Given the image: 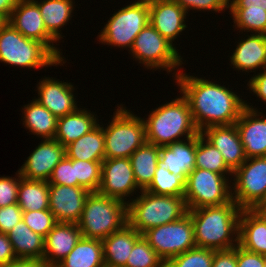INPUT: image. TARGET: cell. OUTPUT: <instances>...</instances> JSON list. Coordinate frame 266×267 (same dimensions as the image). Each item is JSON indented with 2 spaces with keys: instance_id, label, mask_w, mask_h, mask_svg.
I'll list each match as a JSON object with an SVG mask.
<instances>
[{
  "instance_id": "19",
  "label": "cell",
  "mask_w": 266,
  "mask_h": 267,
  "mask_svg": "<svg viewBox=\"0 0 266 267\" xmlns=\"http://www.w3.org/2000/svg\"><path fill=\"white\" fill-rule=\"evenodd\" d=\"M200 133L220 151L225 163L233 172L246 161L244 146L235 124L210 126Z\"/></svg>"
},
{
  "instance_id": "3",
  "label": "cell",
  "mask_w": 266,
  "mask_h": 267,
  "mask_svg": "<svg viewBox=\"0 0 266 267\" xmlns=\"http://www.w3.org/2000/svg\"><path fill=\"white\" fill-rule=\"evenodd\" d=\"M143 120L146 142L159 147L186 140L200 133L194 124L189 104L183 96H176L170 102L153 109Z\"/></svg>"
},
{
  "instance_id": "34",
  "label": "cell",
  "mask_w": 266,
  "mask_h": 267,
  "mask_svg": "<svg viewBox=\"0 0 266 267\" xmlns=\"http://www.w3.org/2000/svg\"><path fill=\"white\" fill-rule=\"evenodd\" d=\"M195 166L233 177V171L225 163L220 151L208 142L201 133L196 136Z\"/></svg>"
},
{
  "instance_id": "48",
  "label": "cell",
  "mask_w": 266,
  "mask_h": 267,
  "mask_svg": "<svg viewBox=\"0 0 266 267\" xmlns=\"http://www.w3.org/2000/svg\"><path fill=\"white\" fill-rule=\"evenodd\" d=\"M17 259L8 234L0 233V267Z\"/></svg>"
},
{
  "instance_id": "27",
  "label": "cell",
  "mask_w": 266,
  "mask_h": 267,
  "mask_svg": "<svg viewBox=\"0 0 266 267\" xmlns=\"http://www.w3.org/2000/svg\"><path fill=\"white\" fill-rule=\"evenodd\" d=\"M102 125L98 123L88 133L65 146L66 157L82 161H103L105 137Z\"/></svg>"
},
{
  "instance_id": "23",
  "label": "cell",
  "mask_w": 266,
  "mask_h": 267,
  "mask_svg": "<svg viewBox=\"0 0 266 267\" xmlns=\"http://www.w3.org/2000/svg\"><path fill=\"white\" fill-rule=\"evenodd\" d=\"M237 43L229 59L232 68L237 69L238 72L242 70V72L253 71L254 73L259 68L266 69V35L250 34Z\"/></svg>"
},
{
  "instance_id": "40",
  "label": "cell",
  "mask_w": 266,
  "mask_h": 267,
  "mask_svg": "<svg viewBox=\"0 0 266 267\" xmlns=\"http://www.w3.org/2000/svg\"><path fill=\"white\" fill-rule=\"evenodd\" d=\"M22 220L33 232L41 235L44 238L58 223L49 209L39 211H23Z\"/></svg>"
},
{
  "instance_id": "24",
  "label": "cell",
  "mask_w": 266,
  "mask_h": 267,
  "mask_svg": "<svg viewBox=\"0 0 266 267\" xmlns=\"http://www.w3.org/2000/svg\"><path fill=\"white\" fill-rule=\"evenodd\" d=\"M142 237L134 228L126 224L102 240L105 267H125L134 244Z\"/></svg>"
},
{
  "instance_id": "50",
  "label": "cell",
  "mask_w": 266,
  "mask_h": 267,
  "mask_svg": "<svg viewBox=\"0 0 266 267\" xmlns=\"http://www.w3.org/2000/svg\"><path fill=\"white\" fill-rule=\"evenodd\" d=\"M1 267H53L43 259H24L17 258L12 262Z\"/></svg>"
},
{
  "instance_id": "17",
  "label": "cell",
  "mask_w": 266,
  "mask_h": 267,
  "mask_svg": "<svg viewBox=\"0 0 266 267\" xmlns=\"http://www.w3.org/2000/svg\"><path fill=\"white\" fill-rule=\"evenodd\" d=\"M65 156V147L56 139H43L19 168L21 177L48 181L56 165Z\"/></svg>"
},
{
  "instance_id": "43",
  "label": "cell",
  "mask_w": 266,
  "mask_h": 267,
  "mask_svg": "<svg viewBox=\"0 0 266 267\" xmlns=\"http://www.w3.org/2000/svg\"><path fill=\"white\" fill-rule=\"evenodd\" d=\"M177 2L187 13L190 10L196 11H225L229 9V0H174Z\"/></svg>"
},
{
  "instance_id": "9",
  "label": "cell",
  "mask_w": 266,
  "mask_h": 267,
  "mask_svg": "<svg viewBox=\"0 0 266 267\" xmlns=\"http://www.w3.org/2000/svg\"><path fill=\"white\" fill-rule=\"evenodd\" d=\"M149 24V2L137 0L116 11L97 36L105 45L131 50L135 37Z\"/></svg>"
},
{
  "instance_id": "22",
  "label": "cell",
  "mask_w": 266,
  "mask_h": 267,
  "mask_svg": "<svg viewBox=\"0 0 266 267\" xmlns=\"http://www.w3.org/2000/svg\"><path fill=\"white\" fill-rule=\"evenodd\" d=\"M196 136L159 147L158 166H163L185 181L196 168Z\"/></svg>"
},
{
  "instance_id": "18",
  "label": "cell",
  "mask_w": 266,
  "mask_h": 267,
  "mask_svg": "<svg viewBox=\"0 0 266 267\" xmlns=\"http://www.w3.org/2000/svg\"><path fill=\"white\" fill-rule=\"evenodd\" d=\"M72 83L45 77L37 84L36 100L57 118L68 115L78 109Z\"/></svg>"
},
{
  "instance_id": "53",
  "label": "cell",
  "mask_w": 266,
  "mask_h": 267,
  "mask_svg": "<svg viewBox=\"0 0 266 267\" xmlns=\"http://www.w3.org/2000/svg\"><path fill=\"white\" fill-rule=\"evenodd\" d=\"M7 23V20L0 15V29Z\"/></svg>"
},
{
  "instance_id": "14",
  "label": "cell",
  "mask_w": 266,
  "mask_h": 267,
  "mask_svg": "<svg viewBox=\"0 0 266 267\" xmlns=\"http://www.w3.org/2000/svg\"><path fill=\"white\" fill-rule=\"evenodd\" d=\"M137 186L129 158L104 159L98 192L127 204L126 197L136 194Z\"/></svg>"
},
{
  "instance_id": "37",
  "label": "cell",
  "mask_w": 266,
  "mask_h": 267,
  "mask_svg": "<svg viewBox=\"0 0 266 267\" xmlns=\"http://www.w3.org/2000/svg\"><path fill=\"white\" fill-rule=\"evenodd\" d=\"M214 249L195 247L170 258L165 267H212Z\"/></svg>"
},
{
  "instance_id": "29",
  "label": "cell",
  "mask_w": 266,
  "mask_h": 267,
  "mask_svg": "<svg viewBox=\"0 0 266 267\" xmlns=\"http://www.w3.org/2000/svg\"><path fill=\"white\" fill-rule=\"evenodd\" d=\"M17 258L43 259L44 237L33 232L23 220L8 233Z\"/></svg>"
},
{
  "instance_id": "51",
  "label": "cell",
  "mask_w": 266,
  "mask_h": 267,
  "mask_svg": "<svg viewBox=\"0 0 266 267\" xmlns=\"http://www.w3.org/2000/svg\"><path fill=\"white\" fill-rule=\"evenodd\" d=\"M18 1L19 0H0V15H2L7 21L9 20Z\"/></svg>"
},
{
  "instance_id": "4",
  "label": "cell",
  "mask_w": 266,
  "mask_h": 267,
  "mask_svg": "<svg viewBox=\"0 0 266 267\" xmlns=\"http://www.w3.org/2000/svg\"><path fill=\"white\" fill-rule=\"evenodd\" d=\"M127 201L128 224L141 235L154 227L172 223L187 214L182 196L156 195L145 190Z\"/></svg>"
},
{
  "instance_id": "30",
  "label": "cell",
  "mask_w": 266,
  "mask_h": 267,
  "mask_svg": "<svg viewBox=\"0 0 266 267\" xmlns=\"http://www.w3.org/2000/svg\"><path fill=\"white\" fill-rule=\"evenodd\" d=\"M56 267H105L102 240L81 237Z\"/></svg>"
},
{
  "instance_id": "39",
  "label": "cell",
  "mask_w": 266,
  "mask_h": 267,
  "mask_svg": "<svg viewBox=\"0 0 266 267\" xmlns=\"http://www.w3.org/2000/svg\"><path fill=\"white\" fill-rule=\"evenodd\" d=\"M165 264L142 236L134 244L125 267H165Z\"/></svg>"
},
{
  "instance_id": "31",
  "label": "cell",
  "mask_w": 266,
  "mask_h": 267,
  "mask_svg": "<svg viewBox=\"0 0 266 267\" xmlns=\"http://www.w3.org/2000/svg\"><path fill=\"white\" fill-rule=\"evenodd\" d=\"M41 12L47 31L59 42L61 28L67 25L74 11L73 0H34Z\"/></svg>"
},
{
  "instance_id": "32",
  "label": "cell",
  "mask_w": 266,
  "mask_h": 267,
  "mask_svg": "<svg viewBox=\"0 0 266 267\" xmlns=\"http://www.w3.org/2000/svg\"><path fill=\"white\" fill-rule=\"evenodd\" d=\"M137 186L145 190L151 183L159 160V146L145 142L130 157Z\"/></svg>"
},
{
  "instance_id": "7",
  "label": "cell",
  "mask_w": 266,
  "mask_h": 267,
  "mask_svg": "<svg viewBox=\"0 0 266 267\" xmlns=\"http://www.w3.org/2000/svg\"><path fill=\"white\" fill-rule=\"evenodd\" d=\"M111 122L103 125L105 137V159L129 158L146 142L145 123L143 118L132 111L117 106Z\"/></svg>"
},
{
  "instance_id": "45",
  "label": "cell",
  "mask_w": 266,
  "mask_h": 267,
  "mask_svg": "<svg viewBox=\"0 0 266 267\" xmlns=\"http://www.w3.org/2000/svg\"><path fill=\"white\" fill-rule=\"evenodd\" d=\"M266 256L250 252L237 245V267H265Z\"/></svg>"
},
{
  "instance_id": "20",
  "label": "cell",
  "mask_w": 266,
  "mask_h": 267,
  "mask_svg": "<svg viewBox=\"0 0 266 267\" xmlns=\"http://www.w3.org/2000/svg\"><path fill=\"white\" fill-rule=\"evenodd\" d=\"M188 13L174 0L149 2V23L170 43H173L185 28Z\"/></svg>"
},
{
  "instance_id": "1",
  "label": "cell",
  "mask_w": 266,
  "mask_h": 267,
  "mask_svg": "<svg viewBox=\"0 0 266 267\" xmlns=\"http://www.w3.org/2000/svg\"><path fill=\"white\" fill-rule=\"evenodd\" d=\"M174 80L189 104L199 132L210 126L235 124L245 108L246 100L241 99L238 93L205 77L180 71Z\"/></svg>"
},
{
  "instance_id": "44",
  "label": "cell",
  "mask_w": 266,
  "mask_h": 267,
  "mask_svg": "<svg viewBox=\"0 0 266 267\" xmlns=\"http://www.w3.org/2000/svg\"><path fill=\"white\" fill-rule=\"evenodd\" d=\"M22 217L23 211L17 203L0 207V233L8 234Z\"/></svg>"
},
{
  "instance_id": "8",
  "label": "cell",
  "mask_w": 266,
  "mask_h": 267,
  "mask_svg": "<svg viewBox=\"0 0 266 267\" xmlns=\"http://www.w3.org/2000/svg\"><path fill=\"white\" fill-rule=\"evenodd\" d=\"M177 50L149 23L135 37L130 54L147 69H160L167 73L175 70L172 74L176 78L180 72L179 66L181 69L185 64Z\"/></svg>"
},
{
  "instance_id": "6",
  "label": "cell",
  "mask_w": 266,
  "mask_h": 267,
  "mask_svg": "<svg viewBox=\"0 0 266 267\" xmlns=\"http://www.w3.org/2000/svg\"><path fill=\"white\" fill-rule=\"evenodd\" d=\"M59 60L43 43L29 39L17 31L9 22L0 29V62L37 69L66 63Z\"/></svg>"
},
{
  "instance_id": "25",
  "label": "cell",
  "mask_w": 266,
  "mask_h": 267,
  "mask_svg": "<svg viewBox=\"0 0 266 267\" xmlns=\"http://www.w3.org/2000/svg\"><path fill=\"white\" fill-rule=\"evenodd\" d=\"M97 120L94 112L79 107L76 111L58 118L54 139L65 147L92 130L99 123Z\"/></svg>"
},
{
  "instance_id": "49",
  "label": "cell",
  "mask_w": 266,
  "mask_h": 267,
  "mask_svg": "<svg viewBox=\"0 0 266 267\" xmlns=\"http://www.w3.org/2000/svg\"><path fill=\"white\" fill-rule=\"evenodd\" d=\"M248 10H266V0H229V8H247Z\"/></svg>"
},
{
  "instance_id": "38",
  "label": "cell",
  "mask_w": 266,
  "mask_h": 267,
  "mask_svg": "<svg viewBox=\"0 0 266 267\" xmlns=\"http://www.w3.org/2000/svg\"><path fill=\"white\" fill-rule=\"evenodd\" d=\"M102 161L75 160V179L77 187H84L90 192H98L101 183Z\"/></svg>"
},
{
  "instance_id": "41",
  "label": "cell",
  "mask_w": 266,
  "mask_h": 267,
  "mask_svg": "<svg viewBox=\"0 0 266 267\" xmlns=\"http://www.w3.org/2000/svg\"><path fill=\"white\" fill-rule=\"evenodd\" d=\"M48 183L77 186V179H75V160L65 156L54 168Z\"/></svg>"
},
{
  "instance_id": "16",
  "label": "cell",
  "mask_w": 266,
  "mask_h": 267,
  "mask_svg": "<svg viewBox=\"0 0 266 267\" xmlns=\"http://www.w3.org/2000/svg\"><path fill=\"white\" fill-rule=\"evenodd\" d=\"M252 105L245 103V108L242 110L235 125L240 134L246 157H265L266 115Z\"/></svg>"
},
{
  "instance_id": "52",
  "label": "cell",
  "mask_w": 266,
  "mask_h": 267,
  "mask_svg": "<svg viewBox=\"0 0 266 267\" xmlns=\"http://www.w3.org/2000/svg\"><path fill=\"white\" fill-rule=\"evenodd\" d=\"M252 210L266 223V200L257 203Z\"/></svg>"
},
{
  "instance_id": "35",
  "label": "cell",
  "mask_w": 266,
  "mask_h": 267,
  "mask_svg": "<svg viewBox=\"0 0 266 267\" xmlns=\"http://www.w3.org/2000/svg\"><path fill=\"white\" fill-rule=\"evenodd\" d=\"M185 182L180 176H176L163 166L157 165L153 180L145 191L156 195L184 197Z\"/></svg>"
},
{
  "instance_id": "15",
  "label": "cell",
  "mask_w": 266,
  "mask_h": 267,
  "mask_svg": "<svg viewBox=\"0 0 266 267\" xmlns=\"http://www.w3.org/2000/svg\"><path fill=\"white\" fill-rule=\"evenodd\" d=\"M89 194L84 187L49 184V210L57 222L77 224Z\"/></svg>"
},
{
  "instance_id": "5",
  "label": "cell",
  "mask_w": 266,
  "mask_h": 267,
  "mask_svg": "<svg viewBox=\"0 0 266 267\" xmlns=\"http://www.w3.org/2000/svg\"><path fill=\"white\" fill-rule=\"evenodd\" d=\"M128 224L127 204L90 192L77 225L82 237L103 240Z\"/></svg>"
},
{
  "instance_id": "42",
  "label": "cell",
  "mask_w": 266,
  "mask_h": 267,
  "mask_svg": "<svg viewBox=\"0 0 266 267\" xmlns=\"http://www.w3.org/2000/svg\"><path fill=\"white\" fill-rule=\"evenodd\" d=\"M15 177H0V207L9 206L17 203L18 187L21 180L19 170Z\"/></svg>"
},
{
  "instance_id": "12",
  "label": "cell",
  "mask_w": 266,
  "mask_h": 267,
  "mask_svg": "<svg viewBox=\"0 0 266 267\" xmlns=\"http://www.w3.org/2000/svg\"><path fill=\"white\" fill-rule=\"evenodd\" d=\"M232 199L241 209L266 200V156L247 158L233 172Z\"/></svg>"
},
{
  "instance_id": "46",
  "label": "cell",
  "mask_w": 266,
  "mask_h": 267,
  "mask_svg": "<svg viewBox=\"0 0 266 267\" xmlns=\"http://www.w3.org/2000/svg\"><path fill=\"white\" fill-rule=\"evenodd\" d=\"M212 267H237V246L228 250H215Z\"/></svg>"
},
{
  "instance_id": "33",
  "label": "cell",
  "mask_w": 266,
  "mask_h": 267,
  "mask_svg": "<svg viewBox=\"0 0 266 267\" xmlns=\"http://www.w3.org/2000/svg\"><path fill=\"white\" fill-rule=\"evenodd\" d=\"M17 204L22 211H39L49 209V183L43 180L21 178Z\"/></svg>"
},
{
  "instance_id": "11",
  "label": "cell",
  "mask_w": 266,
  "mask_h": 267,
  "mask_svg": "<svg viewBox=\"0 0 266 267\" xmlns=\"http://www.w3.org/2000/svg\"><path fill=\"white\" fill-rule=\"evenodd\" d=\"M142 236L165 263L196 247L193 221L188 213L178 221L151 228Z\"/></svg>"
},
{
  "instance_id": "47",
  "label": "cell",
  "mask_w": 266,
  "mask_h": 267,
  "mask_svg": "<svg viewBox=\"0 0 266 267\" xmlns=\"http://www.w3.org/2000/svg\"><path fill=\"white\" fill-rule=\"evenodd\" d=\"M248 88L253 94L266 103V69L260 70V73L254 74L247 83Z\"/></svg>"
},
{
  "instance_id": "10",
  "label": "cell",
  "mask_w": 266,
  "mask_h": 267,
  "mask_svg": "<svg viewBox=\"0 0 266 267\" xmlns=\"http://www.w3.org/2000/svg\"><path fill=\"white\" fill-rule=\"evenodd\" d=\"M229 176L195 168L185 182L184 199L188 210L220 206L232 200Z\"/></svg>"
},
{
  "instance_id": "28",
  "label": "cell",
  "mask_w": 266,
  "mask_h": 267,
  "mask_svg": "<svg viewBox=\"0 0 266 267\" xmlns=\"http://www.w3.org/2000/svg\"><path fill=\"white\" fill-rule=\"evenodd\" d=\"M23 125L37 137L54 139L57 130L58 118L36 99L22 108Z\"/></svg>"
},
{
  "instance_id": "21",
  "label": "cell",
  "mask_w": 266,
  "mask_h": 267,
  "mask_svg": "<svg viewBox=\"0 0 266 267\" xmlns=\"http://www.w3.org/2000/svg\"><path fill=\"white\" fill-rule=\"evenodd\" d=\"M82 234L75 223H57L44 238L43 260L56 267L76 246Z\"/></svg>"
},
{
  "instance_id": "13",
  "label": "cell",
  "mask_w": 266,
  "mask_h": 267,
  "mask_svg": "<svg viewBox=\"0 0 266 267\" xmlns=\"http://www.w3.org/2000/svg\"><path fill=\"white\" fill-rule=\"evenodd\" d=\"M7 22L23 36L43 43L59 60H64L60 48L55 47L58 41L47 31L34 0H19Z\"/></svg>"
},
{
  "instance_id": "36",
  "label": "cell",
  "mask_w": 266,
  "mask_h": 267,
  "mask_svg": "<svg viewBox=\"0 0 266 267\" xmlns=\"http://www.w3.org/2000/svg\"><path fill=\"white\" fill-rule=\"evenodd\" d=\"M233 22L240 32L266 35V10H248L247 8H229Z\"/></svg>"
},
{
  "instance_id": "26",
  "label": "cell",
  "mask_w": 266,
  "mask_h": 267,
  "mask_svg": "<svg viewBox=\"0 0 266 267\" xmlns=\"http://www.w3.org/2000/svg\"><path fill=\"white\" fill-rule=\"evenodd\" d=\"M239 245L266 256V223L252 209H242L240 214Z\"/></svg>"
},
{
  "instance_id": "54",
  "label": "cell",
  "mask_w": 266,
  "mask_h": 267,
  "mask_svg": "<svg viewBox=\"0 0 266 267\" xmlns=\"http://www.w3.org/2000/svg\"><path fill=\"white\" fill-rule=\"evenodd\" d=\"M147 2H155V1H166V0H145Z\"/></svg>"
},
{
  "instance_id": "2",
  "label": "cell",
  "mask_w": 266,
  "mask_h": 267,
  "mask_svg": "<svg viewBox=\"0 0 266 267\" xmlns=\"http://www.w3.org/2000/svg\"><path fill=\"white\" fill-rule=\"evenodd\" d=\"M242 209L232 199L220 206L188 210L194 227L196 247L228 250L239 244V218Z\"/></svg>"
}]
</instances>
